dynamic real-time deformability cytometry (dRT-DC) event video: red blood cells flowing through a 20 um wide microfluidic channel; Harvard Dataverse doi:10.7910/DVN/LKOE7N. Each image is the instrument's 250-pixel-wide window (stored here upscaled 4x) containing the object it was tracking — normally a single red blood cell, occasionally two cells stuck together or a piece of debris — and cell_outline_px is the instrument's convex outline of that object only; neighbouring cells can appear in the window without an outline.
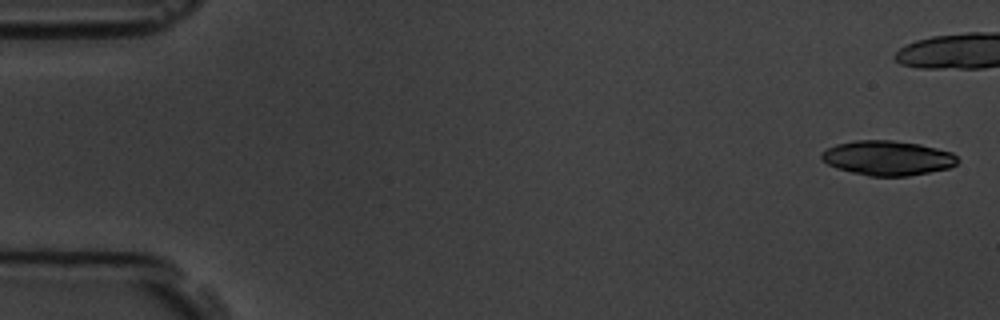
{"species": "common noctule bat (a hibernating species)", "species_latin": "Nyctalus noctula", "temperature_condition": "room temperature", "stored_images_in_passage": 6, "camera_frame_rate_fps": 3000, "um_per_image_px": 0.085, "animal": {"sex": "male", "body_mass_g": 19.5, "forearm_length_mm": 54.6}, "frame": {"image": 1, "passage_image": 1, "time_ms": 0.0, "image_size_px": [1000, 320], "cell_outline_px": [[960, 160], [956, 164], [948, 168], [908, 176], [868, 176], [836, 168], [820, 160], [820, 152], [836, 144], [852, 140], [892, 140], [920, 144], [952, 152]], "centroid_in_image_um": [75.41, 13.42], "position_along_channel_um": 9.6, "area_um2": 27.63}}